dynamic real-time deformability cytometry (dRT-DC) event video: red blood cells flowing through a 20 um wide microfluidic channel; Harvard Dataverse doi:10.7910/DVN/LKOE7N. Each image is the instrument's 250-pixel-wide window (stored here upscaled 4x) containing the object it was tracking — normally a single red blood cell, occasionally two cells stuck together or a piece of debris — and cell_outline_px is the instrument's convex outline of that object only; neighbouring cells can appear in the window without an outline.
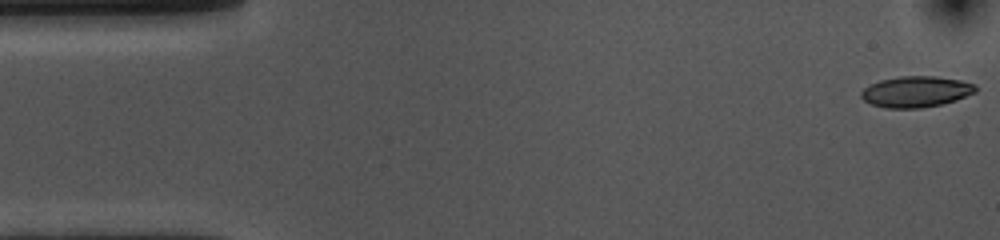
{"species": "common noctule bat (a hibernating species)", "species_latin": "Nyctalus noctula", "temperature_condition": "cold", "stored_images_in_passage": 54, "camera_frame_rate_fps": 3000, "um_per_image_px": 0.085, "animal": {"sex": "female", "body_mass_g": 10.0, "forearm_length_mm": 53.1}, "frame": {"image": 1, "passage_image": 1, "time_ms": 0.0, "image_size_px": [1000, 240], "cell_outline_px": [[976, 92], [956, 100], [940, 104], [920, 108], [884, 108], [872, 104], [864, 100], [860, 96], [860, 92], [864, 88], [880, 80], [900, 76], [936, 76], [960, 80], [976, 84]], "centroid_in_image_um": [77.86, 7.79], "position_along_channel_um": 7.1, "area_um2": 20.63}}
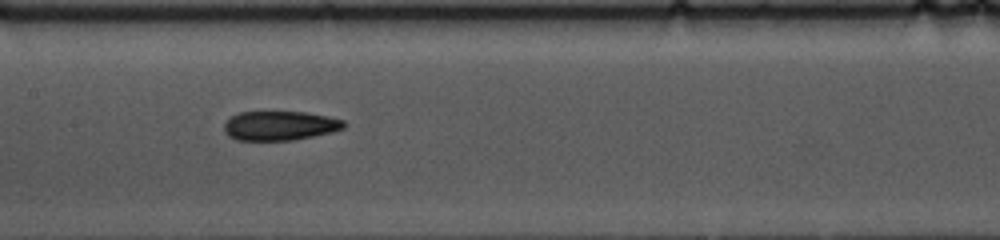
{"frame": {"image": 2, "passage_image": 25, "time_ms": 8.0, "image_size_px": [1000, 240], "cell_outline_px": [[348, 124], [344, 128], [332, 132], [292, 140], [236, 140], [228, 136], [224, 132], [224, 124], [236, 112], [308, 112], [328, 116], [344, 120]], "centroid_in_image_um": [23.8, 10.68], "position_along_channel_um": 183.6, "area_um2": 20.58}}
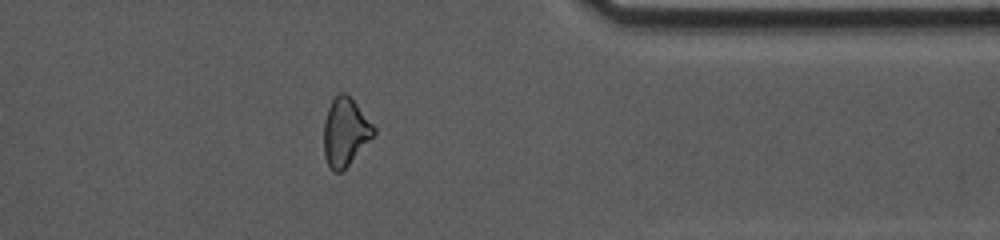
{"frame": {"image": 3, "passage_image": 43, "time_ms": 14.0, "image_size_px": [1000, 240], "cell_outline_px": [[376, 132], [348, 164], [340, 172], [332, 172], [324, 156], [324, 120], [328, 108], [332, 100], [340, 92], [344, 92], [356, 104], [376, 128]], "centroid_in_image_um": [29.32, 11.22], "position_along_channel_um": 382.1, "area_um2": 19.31}, "authors_computed_cell_mechanics": {"area_um2": 20.8369, "velocity_mm_per_s": 3.5944, "shape_relaxation_time_tau1_ms": 8.1213, "shape_relaxation_time_tau2_ms": 5.5386, "deformation_change_tau1": 0.1774, "deformation_change_tau2": 0.1283}}